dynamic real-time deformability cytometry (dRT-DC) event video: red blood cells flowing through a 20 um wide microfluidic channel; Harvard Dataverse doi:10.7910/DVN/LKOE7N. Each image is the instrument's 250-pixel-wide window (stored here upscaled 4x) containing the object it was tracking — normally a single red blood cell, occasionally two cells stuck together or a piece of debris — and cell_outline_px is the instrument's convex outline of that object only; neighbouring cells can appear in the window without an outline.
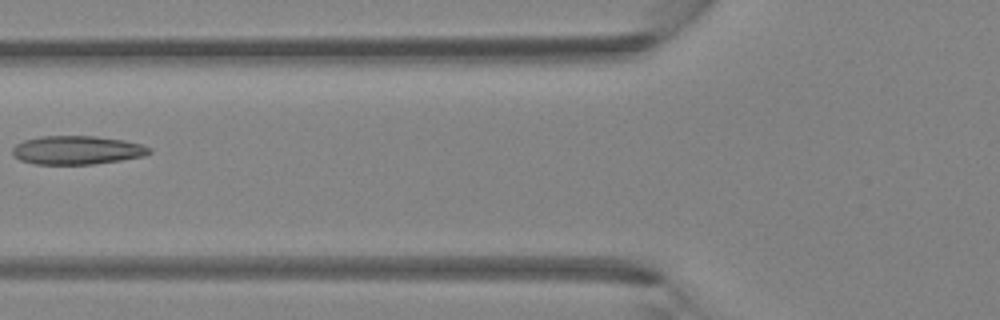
{"species": "Egyptian fruit bat (a non-hibernating species)", "species_latin": "Rousettus aegyptiacus", "temperature_condition": "room temperature", "stored_images_in_passage": 5, "camera_frame_rate_fps": 3000, "um_per_image_px": 0.085, "animal": {"sex": "female"}, "frame": {"image": 1, "passage_image": 5, "time_ms": 1.333, "image_size_px": [1000, 320], "cell_outline_px": [[152, 152], [144, 156], [120, 160], [92, 164], [32, 164], [20, 160], [12, 156], [12, 148], [16, 144], [24, 140], [44, 136], [96, 136], [124, 140], [140, 144], [152, 148]], "centroid_in_image_um": [6.53, 12.76], "position_along_channel_um": 119.3, "area_um2": 22.89}}